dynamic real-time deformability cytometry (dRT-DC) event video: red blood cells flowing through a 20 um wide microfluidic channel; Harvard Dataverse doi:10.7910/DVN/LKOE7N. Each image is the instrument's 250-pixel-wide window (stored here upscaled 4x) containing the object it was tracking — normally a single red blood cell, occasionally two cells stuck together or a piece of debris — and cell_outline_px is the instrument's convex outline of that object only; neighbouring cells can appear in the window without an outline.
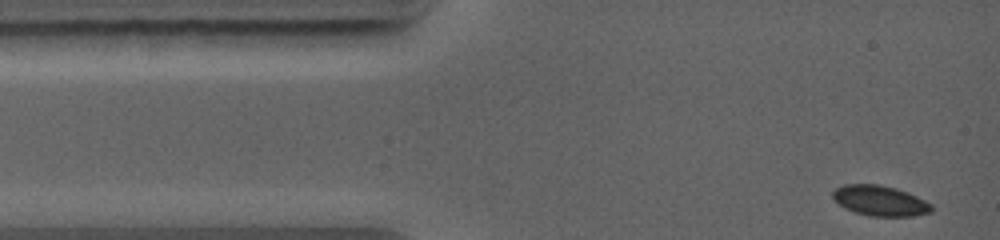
{"species": "common noctule bat (a hibernating species)", "species_latin": "Nyctalus noctula", "temperature_condition": "warm", "stored_images_in_passage": 13, "camera_frame_rate_fps": 5000, "um_per_image_px": 0.085, "animal": {"sex": "female", "body_mass_g": 19.0, "forearm_length_mm": 56.7}, "frame": {"image": 1, "passage_image": 1, "time_ms": 0.0, "image_size_px": [1000, 240], "cell_outline_px": [[932, 212], [912, 216], [868, 216], [844, 208], [832, 196], [832, 192], [836, 188], [844, 184], [880, 184], [896, 188], [908, 192], [932, 204]], "centroid_in_image_um": [74.81, 17.05], "position_along_channel_um": 10.2, "area_um2": 17.46}}
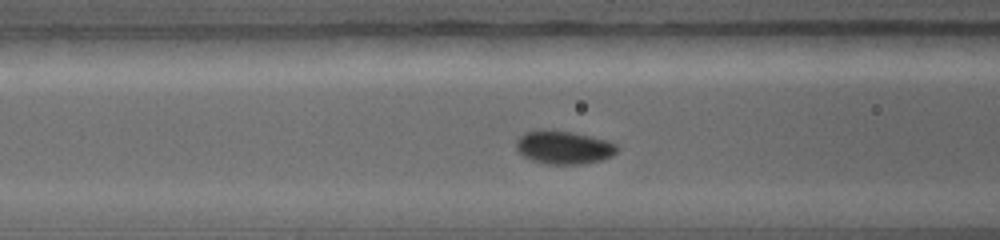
{"frame": {"image": 2, "passage_image": 10, "time_ms": 3.6, "image_size_px": [1000, 240], "cell_outline_px": [[616, 152], [612, 156], [600, 160], [580, 164], [544, 164], [532, 160], [524, 156], [516, 148], [516, 140], [524, 132], [540, 128], [544, 128], [572, 132], [608, 140], [616, 144]], "centroid_in_image_um": [47.88, 12.5], "position_along_channel_um": 118.7, "area_um2": 19.71}}
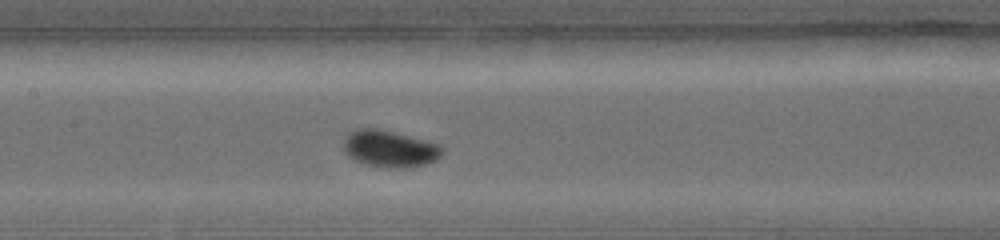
{"frame": {"image": 3, "passage_image": 13, "time_ms": 4.8, "image_size_px": [1000, 240], "cell_outline_px": [[444, 152], [436, 160], [424, 164], [404, 168], [396, 168], [364, 164], [352, 160], [344, 152], [344, 136], [348, 132], [360, 128], [380, 128], [396, 132], [440, 144], [444, 148]], "centroid_in_image_um": [33.11, 12.62], "position_along_channel_um": 174.3, "area_um2": 21.44}}